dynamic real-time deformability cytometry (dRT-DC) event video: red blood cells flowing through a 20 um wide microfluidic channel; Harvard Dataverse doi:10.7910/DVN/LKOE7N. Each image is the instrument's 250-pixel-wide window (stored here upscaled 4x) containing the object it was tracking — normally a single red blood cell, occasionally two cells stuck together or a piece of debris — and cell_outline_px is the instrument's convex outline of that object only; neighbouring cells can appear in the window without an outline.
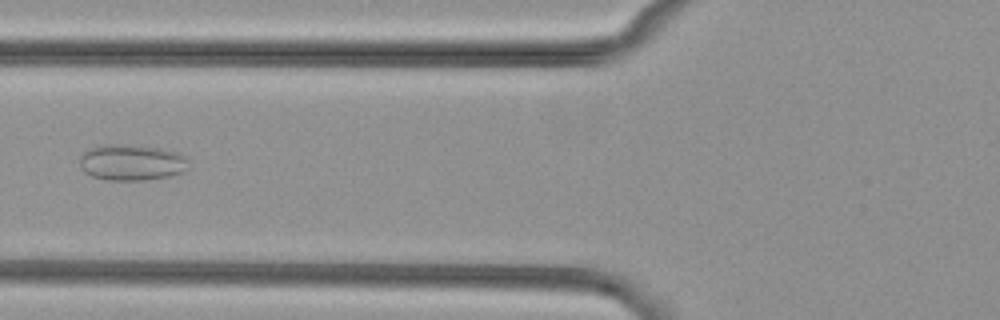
{"species": "common noctule bat (a hibernating species)", "species_latin": "Nyctalus noctula", "temperature_condition": "cold", "stored_images_in_passage": 10, "camera_frame_rate_fps": 3000, "um_per_image_px": 0.085, "animal": {"sex": "female", "body_mass_g": 29.2, "forearm_length_mm": 56.3}, "frame": {"image": 1, "passage_image": 6, "time_ms": 7.0, "image_size_px": [1000, 320], "cell_outline_px": [[188, 168], [184, 172], [172, 176], [144, 180], [108, 180], [92, 176], [84, 172], [80, 168], [80, 156], [88, 148], [100, 144], [128, 144], [160, 148], [180, 152], [188, 156]], "centroid_in_image_um": [11.22, 13.79], "position_along_channel_um": 114.6, "area_um2": 23.47}}
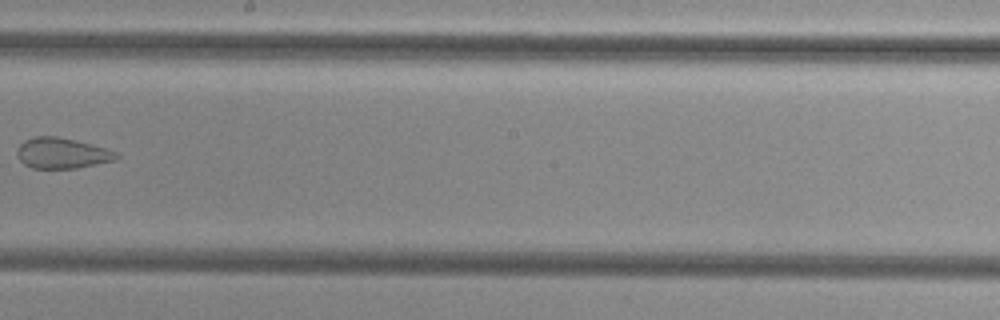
{"frame": {"image": 2, "passage_image": 9, "time_ms": 10.333, "image_size_px": [1000, 320], "cell_outline_px": [[120, 156], [116, 160], [76, 168], [32, 168], [24, 164], [16, 156], [16, 148], [24, 140], [36, 136], [56, 136], [76, 140], [92, 144], [116, 152]], "centroid_in_image_um": [5.24, 13.01], "position_along_channel_um": 243.0, "area_um2": 17.8}}
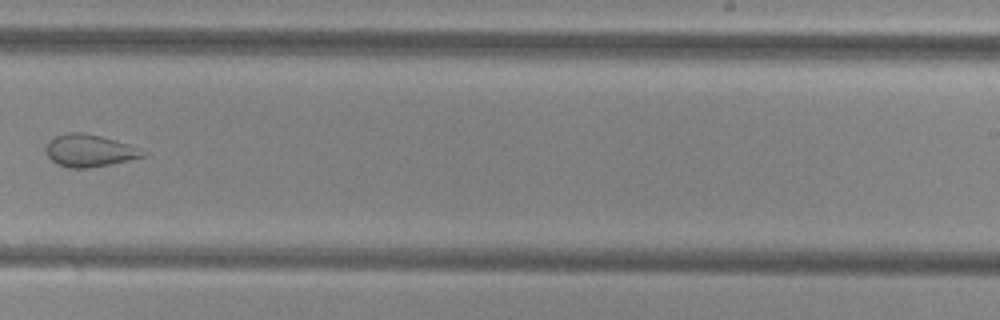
{"frame": {"image": 3, "passage_image": 10, "time_ms": 11.333, "image_size_px": [1000, 320], "cell_outline_px": [[148, 152], [144, 156], [128, 160], [88, 168], [68, 168], [56, 164], [48, 156], [44, 148], [56, 136], [68, 132], [84, 132], [116, 140], [128, 144]], "centroid_in_image_um": [7.59, 12.8], "position_along_channel_um": 281.4, "area_um2": 18.09}}